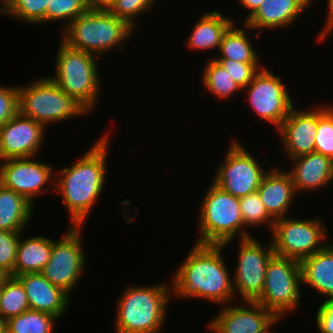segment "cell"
Masks as SVG:
<instances>
[{
  "label": "cell",
  "instance_id": "6da1fadb",
  "mask_svg": "<svg viewBox=\"0 0 333 333\" xmlns=\"http://www.w3.org/2000/svg\"><path fill=\"white\" fill-rule=\"evenodd\" d=\"M90 148L68 166L55 170V197H60L69 216V226H85L100 203L107 184V164L112 132L103 131Z\"/></svg>",
  "mask_w": 333,
  "mask_h": 333
},
{
  "label": "cell",
  "instance_id": "7a4b0ae2",
  "mask_svg": "<svg viewBox=\"0 0 333 333\" xmlns=\"http://www.w3.org/2000/svg\"><path fill=\"white\" fill-rule=\"evenodd\" d=\"M223 251V245L193 242L186 258L169 275L172 297L182 301L202 299L220 306L236 301L232 273Z\"/></svg>",
  "mask_w": 333,
  "mask_h": 333
},
{
  "label": "cell",
  "instance_id": "3957f363",
  "mask_svg": "<svg viewBox=\"0 0 333 333\" xmlns=\"http://www.w3.org/2000/svg\"><path fill=\"white\" fill-rule=\"evenodd\" d=\"M167 282L125 287L116 301L114 333H162L173 301L171 280Z\"/></svg>",
  "mask_w": 333,
  "mask_h": 333
},
{
  "label": "cell",
  "instance_id": "277c9868",
  "mask_svg": "<svg viewBox=\"0 0 333 333\" xmlns=\"http://www.w3.org/2000/svg\"><path fill=\"white\" fill-rule=\"evenodd\" d=\"M134 33H137L135 28L107 8H90L60 33V39L71 48L104 59L106 54L124 50Z\"/></svg>",
  "mask_w": 333,
  "mask_h": 333
},
{
  "label": "cell",
  "instance_id": "5b68a950",
  "mask_svg": "<svg viewBox=\"0 0 333 333\" xmlns=\"http://www.w3.org/2000/svg\"><path fill=\"white\" fill-rule=\"evenodd\" d=\"M54 72L48 76L67 95L75 97L92 114L97 111L102 93L101 75L99 71L101 58L94 54L74 49L61 39L57 42ZM99 64V65H98ZM102 76V77H101Z\"/></svg>",
  "mask_w": 333,
  "mask_h": 333
},
{
  "label": "cell",
  "instance_id": "8992f818",
  "mask_svg": "<svg viewBox=\"0 0 333 333\" xmlns=\"http://www.w3.org/2000/svg\"><path fill=\"white\" fill-rule=\"evenodd\" d=\"M200 200L194 243L223 245L227 248L236 239H245V225L239 198L225 192L212 181Z\"/></svg>",
  "mask_w": 333,
  "mask_h": 333
},
{
  "label": "cell",
  "instance_id": "52a82bcc",
  "mask_svg": "<svg viewBox=\"0 0 333 333\" xmlns=\"http://www.w3.org/2000/svg\"><path fill=\"white\" fill-rule=\"evenodd\" d=\"M18 113L41 123L46 129L64 121L86 117L91 112L75 97L67 95L49 76L17 85Z\"/></svg>",
  "mask_w": 333,
  "mask_h": 333
},
{
  "label": "cell",
  "instance_id": "ba28073f",
  "mask_svg": "<svg viewBox=\"0 0 333 333\" xmlns=\"http://www.w3.org/2000/svg\"><path fill=\"white\" fill-rule=\"evenodd\" d=\"M303 289L300 262L274 254L268 262L264 288L256 302L276 317L296 314L302 308Z\"/></svg>",
  "mask_w": 333,
  "mask_h": 333
},
{
  "label": "cell",
  "instance_id": "9c48e42d",
  "mask_svg": "<svg viewBox=\"0 0 333 333\" xmlns=\"http://www.w3.org/2000/svg\"><path fill=\"white\" fill-rule=\"evenodd\" d=\"M291 216L283 217L274 222L269 237L275 255L301 262L324 249L330 243L328 241L329 232H327L329 227H326L324 218L321 219L320 216H317L300 219L296 215Z\"/></svg>",
  "mask_w": 333,
  "mask_h": 333
},
{
  "label": "cell",
  "instance_id": "30bf717a",
  "mask_svg": "<svg viewBox=\"0 0 333 333\" xmlns=\"http://www.w3.org/2000/svg\"><path fill=\"white\" fill-rule=\"evenodd\" d=\"M228 144L227 151L223 154L225 156L218 162L211 181L237 198L257 192L269 168L265 169V163L262 164L261 160L253 155L255 153L249 152L239 138L232 137Z\"/></svg>",
  "mask_w": 333,
  "mask_h": 333
},
{
  "label": "cell",
  "instance_id": "8fae6325",
  "mask_svg": "<svg viewBox=\"0 0 333 333\" xmlns=\"http://www.w3.org/2000/svg\"><path fill=\"white\" fill-rule=\"evenodd\" d=\"M82 228L83 226H69L58 240L52 239L50 260L41 271L51 284L62 289L70 297L76 287H79V281H82L81 277L85 275L88 265Z\"/></svg>",
  "mask_w": 333,
  "mask_h": 333
},
{
  "label": "cell",
  "instance_id": "7c38bea8",
  "mask_svg": "<svg viewBox=\"0 0 333 333\" xmlns=\"http://www.w3.org/2000/svg\"><path fill=\"white\" fill-rule=\"evenodd\" d=\"M282 79L281 75L273 73L264 65L241 92L246 93L245 104H249L251 111L255 113L253 115L258 116L261 123H270L276 131L296 106L288 85Z\"/></svg>",
  "mask_w": 333,
  "mask_h": 333
},
{
  "label": "cell",
  "instance_id": "4fadbf2b",
  "mask_svg": "<svg viewBox=\"0 0 333 333\" xmlns=\"http://www.w3.org/2000/svg\"><path fill=\"white\" fill-rule=\"evenodd\" d=\"M266 244L252 236L238 239L237 261L232 273L236 301H256L262 294L266 268L274 255L273 244L267 237Z\"/></svg>",
  "mask_w": 333,
  "mask_h": 333
},
{
  "label": "cell",
  "instance_id": "5bb4252c",
  "mask_svg": "<svg viewBox=\"0 0 333 333\" xmlns=\"http://www.w3.org/2000/svg\"><path fill=\"white\" fill-rule=\"evenodd\" d=\"M36 158L0 161V184L24 196L34 206L40 195L50 191L55 195L56 168Z\"/></svg>",
  "mask_w": 333,
  "mask_h": 333
},
{
  "label": "cell",
  "instance_id": "9a60e30c",
  "mask_svg": "<svg viewBox=\"0 0 333 333\" xmlns=\"http://www.w3.org/2000/svg\"><path fill=\"white\" fill-rule=\"evenodd\" d=\"M47 129L17 113L0 126V161L40 156Z\"/></svg>",
  "mask_w": 333,
  "mask_h": 333
},
{
  "label": "cell",
  "instance_id": "2e32d148",
  "mask_svg": "<svg viewBox=\"0 0 333 333\" xmlns=\"http://www.w3.org/2000/svg\"><path fill=\"white\" fill-rule=\"evenodd\" d=\"M237 302V303H236ZM234 301L221 306L206 323L211 333H263L276 316L256 301ZM234 303V304H233ZM236 304V305H235Z\"/></svg>",
  "mask_w": 333,
  "mask_h": 333
},
{
  "label": "cell",
  "instance_id": "e0dca14e",
  "mask_svg": "<svg viewBox=\"0 0 333 333\" xmlns=\"http://www.w3.org/2000/svg\"><path fill=\"white\" fill-rule=\"evenodd\" d=\"M312 105H310L311 108L302 107L304 110L299 109L300 106H295L277 130L279 143H281L280 149L288 160L315 151L317 105Z\"/></svg>",
  "mask_w": 333,
  "mask_h": 333
},
{
  "label": "cell",
  "instance_id": "ac0fdd59",
  "mask_svg": "<svg viewBox=\"0 0 333 333\" xmlns=\"http://www.w3.org/2000/svg\"><path fill=\"white\" fill-rule=\"evenodd\" d=\"M314 0H264L263 4L244 23L256 33L287 29L298 24L300 17L306 15ZM297 22V23H296Z\"/></svg>",
  "mask_w": 333,
  "mask_h": 333
},
{
  "label": "cell",
  "instance_id": "d6986e66",
  "mask_svg": "<svg viewBox=\"0 0 333 333\" xmlns=\"http://www.w3.org/2000/svg\"><path fill=\"white\" fill-rule=\"evenodd\" d=\"M272 165L263 176L257 192L268 214L278 220L291 214L289 212L294 205L293 201L295 202L299 195L287 169Z\"/></svg>",
  "mask_w": 333,
  "mask_h": 333
},
{
  "label": "cell",
  "instance_id": "ffe728a7",
  "mask_svg": "<svg viewBox=\"0 0 333 333\" xmlns=\"http://www.w3.org/2000/svg\"><path fill=\"white\" fill-rule=\"evenodd\" d=\"M291 166L287 171L291 175L297 194L321 192L325 186L333 184V160L322 154L312 152L288 160ZM291 169V170H290Z\"/></svg>",
  "mask_w": 333,
  "mask_h": 333
},
{
  "label": "cell",
  "instance_id": "44dd1931",
  "mask_svg": "<svg viewBox=\"0 0 333 333\" xmlns=\"http://www.w3.org/2000/svg\"><path fill=\"white\" fill-rule=\"evenodd\" d=\"M16 277L24 286L31 310L49 313L59 320L67 315L72 298L41 273H26Z\"/></svg>",
  "mask_w": 333,
  "mask_h": 333
},
{
  "label": "cell",
  "instance_id": "7402d4cb",
  "mask_svg": "<svg viewBox=\"0 0 333 333\" xmlns=\"http://www.w3.org/2000/svg\"><path fill=\"white\" fill-rule=\"evenodd\" d=\"M237 22L232 17L222 14L218 10L203 12L194 22L189 36H187L186 48L191 52L219 51L223 35L228 28Z\"/></svg>",
  "mask_w": 333,
  "mask_h": 333
},
{
  "label": "cell",
  "instance_id": "603a6c76",
  "mask_svg": "<svg viewBox=\"0 0 333 333\" xmlns=\"http://www.w3.org/2000/svg\"><path fill=\"white\" fill-rule=\"evenodd\" d=\"M333 241L300 262L302 287H310L322 298H333Z\"/></svg>",
  "mask_w": 333,
  "mask_h": 333
},
{
  "label": "cell",
  "instance_id": "cb8c5ba5",
  "mask_svg": "<svg viewBox=\"0 0 333 333\" xmlns=\"http://www.w3.org/2000/svg\"><path fill=\"white\" fill-rule=\"evenodd\" d=\"M23 231L17 247L14 264V277L26 273H41L50 260L52 252V238L46 235H31L24 238Z\"/></svg>",
  "mask_w": 333,
  "mask_h": 333
},
{
  "label": "cell",
  "instance_id": "d4e9b609",
  "mask_svg": "<svg viewBox=\"0 0 333 333\" xmlns=\"http://www.w3.org/2000/svg\"><path fill=\"white\" fill-rule=\"evenodd\" d=\"M241 23V27L237 26V22H234L223 35L219 53H214L215 59H230L243 63H262L260 61V52H257V48H253L254 42L251 40L256 36H260L259 33L248 34L247 31L252 32V28L245 23ZM251 38V39H250ZM253 43V44H252ZM259 53V54H258Z\"/></svg>",
  "mask_w": 333,
  "mask_h": 333
},
{
  "label": "cell",
  "instance_id": "484cf974",
  "mask_svg": "<svg viewBox=\"0 0 333 333\" xmlns=\"http://www.w3.org/2000/svg\"><path fill=\"white\" fill-rule=\"evenodd\" d=\"M35 206L24 196L0 184V230L28 231L34 219ZM33 217V218H32Z\"/></svg>",
  "mask_w": 333,
  "mask_h": 333
},
{
  "label": "cell",
  "instance_id": "4316f807",
  "mask_svg": "<svg viewBox=\"0 0 333 333\" xmlns=\"http://www.w3.org/2000/svg\"><path fill=\"white\" fill-rule=\"evenodd\" d=\"M204 63V69L201 71V83L205 90L202 91L216 99H220L222 102L229 101L236 96V93H240L242 88L231 78L228 72L222 67V65L215 58H208ZM203 76V77H202ZM209 91V92H208Z\"/></svg>",
  "mask_w": 333,
  "mask_h": 333
},
{
  "label": "cell",
  "instance_id": "83f0119b",
  "mask_svg": "<svg viewBox=\"0 0 333 333\" xmlns=\"http://www.w3.org/2000/svg\"><path fill=\"white\" fill-rule=\"evenodd\" d=\"M239 207L245 225V238L254 236L250 230L257 227H265L268 235L271 234L275 220L268 214L258 192L239 198Z\"/></svg>",
  "mask_w": 333,
  "mask_h": 333
},
{
  "label": "cell",
  "instance_id": "f1b7e54d",
  "mask_svg": "<svg viewBox=\"0 0 333 333\" xmlns=\"http://www.w3.org/2000/svg\"><path fill=\"white\" fill-rule=\"evenodd\" d=\"M58 321L49 313L29 309L6 321V333H54Z\"/></svg>",
  "mask_w": 333,
  "mask_h": 333
},
{
  "label": "cell",
  "instance_id": "f546056e",
  "mask_svg": "<svg viewBox=\"0 0 333 333\" xmlns=\"http://www.w3.org/2000/svg\"><path fill=\"white\" fill-rule=\"evenodd\" d=\"M47 6H50V0H10L0 15L27 25L43 26Z\"/></svg>",
  "mask_w": 333,
  "mask_h": 333
},
{
  "label": "cell",
  "instance_id": "4dcf8cb0",
  "mask_svg": "<svg viewBox=\"0 0 333 333\" xmlns=\"http://www.w3.org/2000/svg\"><path fill=\"white\" fill-rule=\"evenodd\" d=\"M29 309L24 286L17 277L10 276L1 287L0 317L7 321Z\"/></svg>",
  "mask_w": 333,
  "mask_h": 333
},
{
  "label": "cell",
  "instance_id": "1f68e13d",
  "mask_svg": "<svg viewBox=\"0 0 333 333\" xmlns=\"http://www.w3.org/2000/svg\"><path fill=\"white\" fill-rule=\"evenodd\" d=\"M90 9L86 0H50V6H47L44 24L60 22L58 25L62 32L75 18L84 14ZM62 22V23H61ZM61 26V27H60Z\"/></svg>",
  "mask_w": 333,
  "mask_h": 333
},
{
  "label": "cell",
  "instance_id": "d6a6232c",
  "mask_svg": "<svg viewBox=\"0 0 333 333\" xmlns=\"http://www.w3.org/2000/svg\"><path fill=\"white\" fill-rule=\"evenodd\" d=\"M333 160V104L317 103L315 151Z\"/></svg>",
  "mask_w": 333,
  "mask_h": 333
},
{
  "label": "cell",
  "instance_id": "836d02e7",
  "mask_svg": "<svg viewBox=\"0 0 333 333\" xmlns=\"http://www.w3.org/2000/svg\"><path fill=\"white\" fill-rule=\"evenodd\" d=\"M156 2L158 0H113L107 9L113 15L126 20L133 28L138 30V18L142 14L145 15L147 12L154 10V7L158 5L155 4Z\"/></svg>",
  "mask_w": 333,
  "mask_h": 333
},
{
  "label": "cell",
  "instance_id": "e575fe53",
  "mask_svg": "<svg viewBox=\"0 0 333 333\" xmlns=\"http://www.w3.org/2000/svg\"><path fill=\"white\" fill-rule=\"evenodd\" d=\"M232 79L243 89L249 85L254 76L265 63H243L230 59H216Z\"/></svg>",
  "mask_w": 333,
  "mask_h": 333
},
{
  "label": "cell",
  "instance_id": "d590c367",
  "mask_svg": "<svg viewBox=\"0 0 333 333\" xmlns=\"http://www.w3.org/2000/svg\"><path fill=\"white\" fill-rule=\"evenodd\" d=\"M21 233L0 230V267L11 276H14V264Z\"/></svg>",
  "mask_w": 333,
  "mask_h": 333
},
{
  "label": "cell",
  "instance_id": "8d00e7d4",
  "mask_svg": "<svg viewBox=\"0 0 333 333\" xmlns=\"http://www.w3.org/2000/svg\"><path fill=\"white\" fill-rule=\"evenodd\" d=\"M11 85L0 84V126L18 113V89Z\"/></svg>",
  "mask_w": 333,
  "mask_h": 333
},
{
  "label": "cell",
  "instance_id": "74e56055",
  "mask_svg": "<svg viewBox=\"0 0 333 333\" xmlns=\"http://www.w3.org/2000/svg\"><path fill=\"white\" fill-rule=\"evenodd\" d=\"M315 312L316 330L320 333H333V298H325Z\"/></svg>",
  "mask_w": 333,
  "mask_h": 333
},
{
  "label": "cell",
  "instance_id": "f35d334b",
  "mask_svg": "<svg viewBox=\"0 0 333 333\" xmlns=\"http://www.w3.org/2000/svg\"><path fill=\"white\" fill-rule=\"evenodd\" d=\"M327 9H326V17L324 20V27H321V30L317 33V42L321 43L326 42V39L333 33V0H326ZM325 40V41H324Z\"/></svg>",
  "mask_w": 333,
  "mask_h": 333
},
{
  "label": "cell",
  "instance_id": "ab89813d",
  "mask_svg": "<svg viewBox=\"0 0 333 333\" xmlns=\"http://www.w3.org/2000/svg\"><path fill=\"white\" fill-rule=\"evenodd\" d=\"M239 5L241 6V9L243 8L245 11L247 9L248 14L244 17L242 22L244 23L247 19H249L256 10L260 7L261 4H263L264 0H236Z\"/></svg>",
  "mask_w": 333,
  "mask_h": 333
},
{
  "label": "cell",
  "instance_id": "60d3db41",
  "mask_svg": "<svg viewBox=\"0 0 333 333\" xmlns=\"http://www.w3.org/2000/svg\"><path fill=\"white\" fill-rule=\"evenodd\" d=\"M113 0H86L90 8H107Z\"/></svg>",
  "mask_w": 333,
  "mask_h": 333
},
{
  "label": "cell",
  "instance_id": "b9f144b4",
  "mask_svg": "<svg viewBox=\"0 0 333 333\" xmlns=\"http://www.w3.org/2000/svg\"><path fill=\"white\" fill-rule=\"evenodd\" d=\"M284 317H276L271 323L266 327L263 333H278V331H272L273 326L279 324V321H282Z\"/></svg>",
  "mask_w": 333,
  "mask_h": 333
},
{
  "label": "cell",
  "instance_id": "7bdbcfd3",
  "mask_svg": "<svg viewBox=\"0 0 333 333\" xmlns=\"http://www.w3.org/2000/svg\"><path fill=\"white\" fill-rule=\"evenodd\" d=\"M10 276L11 275L6 270L0 267V287L3 286V284Z\"/></svg>",
  "mask_w": 333,
  "mask_h": 333
},
{
  "label": "cell",
  "instance_id": "ee69618b",
  "mask_svg": "<svg viewBox=\"0 0 333 333\" xmlns=\"http://www.w3.org/2000/svg\"><path fill=\"white\" fill-rule=\"evenodd\" d=\"M0 333H6V321L0 317Z\"/></svg>",
  "mask_w": 333,
  "mask_h": 333
},
{
  "label": "cell",
  "instance_id": "f6af8a7d",
  "mask_svg": "<svg viewBox=\"0 0 333 333\" xmlns=\"http://www.w3.org/2000/svg\"><path fill=\"white\" fill-rule=\"evenodd\" d=\"M10 0H0V11L8 4Z\"/></svg>",
  "mask_w": 333,
  "mask_h": 333
}]
</instances>
